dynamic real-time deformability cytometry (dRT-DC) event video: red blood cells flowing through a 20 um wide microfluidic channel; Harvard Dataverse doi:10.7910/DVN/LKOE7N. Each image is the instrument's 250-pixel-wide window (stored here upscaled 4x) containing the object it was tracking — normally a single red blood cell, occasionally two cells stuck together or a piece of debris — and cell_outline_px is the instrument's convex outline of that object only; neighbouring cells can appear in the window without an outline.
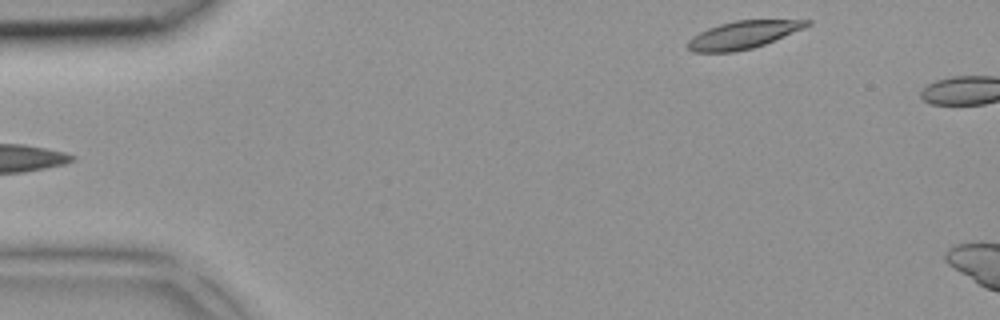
{"species": "common noctule bat (a hibernating species)", "species_latin": "Nyctalus noctula", "temperature_condition": "room temperature", "stored_images_in_passage": 4, "camera_frame_rate_fps": 3000, "um_per_image_px": 0.085, "animal": {"sex": "female", "body_mass_g": 18.4}, "frame": {"image": 1, "passage_image": 4, "time_ms": 1.0, "image_size_px": [1000, 320], "cell_outline_px": [[812, 24], [804, 28], [764, 44], [752, 48], [736, 52], [692, 52], [688, 48], [688, 40], [692, 36], [708, 28], [720, 24], [736, 20], [812, 20]], "centroid_in_image_um": [63.15, 2.96], "position_along_channel_um": 21.8, "area_um2": 19.07}}